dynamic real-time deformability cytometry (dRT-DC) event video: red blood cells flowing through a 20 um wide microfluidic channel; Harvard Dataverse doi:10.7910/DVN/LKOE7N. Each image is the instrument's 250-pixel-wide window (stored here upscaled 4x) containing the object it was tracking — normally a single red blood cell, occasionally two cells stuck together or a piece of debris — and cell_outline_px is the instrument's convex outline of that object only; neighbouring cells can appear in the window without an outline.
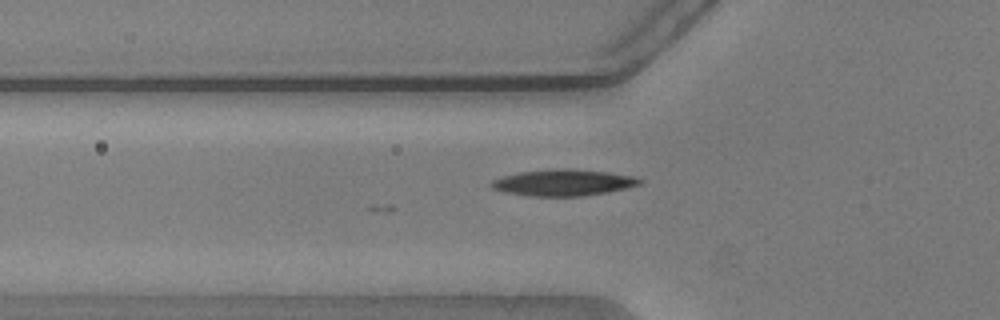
{"species": "common noctule bat (a hibernating species)", "species_latin": "Nyctalus noctula", "temperature_condition": "warm", "stored_images_in_passage": 5, "camera_frame_rate_fps": 3000, "um_per_image_px": 0.085, "animal": {"sex": "male", "body_mass_g": 20.5, "forearm_length_mm": 52.5}, "frame": {"image": 1, "passage_image": 5, "time_ms": 1.333, "image_size_px": [1000, 320], "cell_outline_px": [[644, 180], [640, 184], [608, 192], [580, 196], [528, 196], [504, 192], [492, 188], [488, 184], [492, 180], [504, 176], [520, 172], [564, 168], [568, 168], [608, 172], [636, 176]], "centroid_in_image_um": [47.88, 15.52], "position_along_channel_um": 77.9, "area_um2": 22.77}}